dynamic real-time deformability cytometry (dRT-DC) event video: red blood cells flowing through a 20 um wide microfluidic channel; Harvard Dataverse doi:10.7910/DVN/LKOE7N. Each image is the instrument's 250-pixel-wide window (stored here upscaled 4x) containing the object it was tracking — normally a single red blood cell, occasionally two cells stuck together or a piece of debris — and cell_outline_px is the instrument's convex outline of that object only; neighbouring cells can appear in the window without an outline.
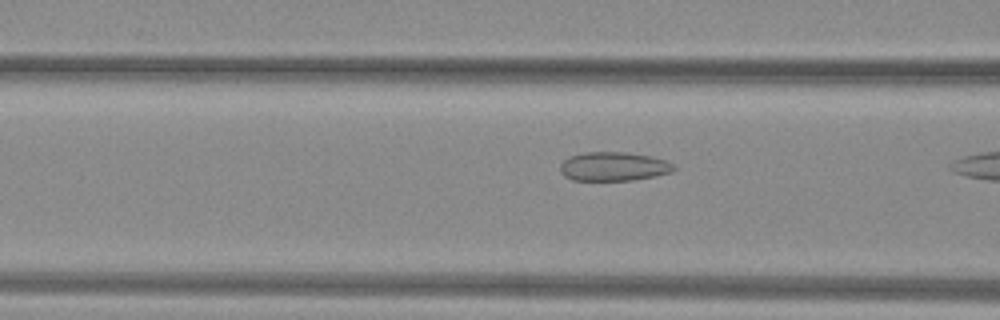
{"species": "common noctule bat (a hibernating species)", "species_latin": "Nyctalus noctula", "temperature_condition": "warm", "stored_images_in_passage": 9, "camera_frame_rate_fps": 3000, "um_per_image_px": 0.085, "animal": {"sex": "female", "body_mass_g": 29.2, "forearm_length_mm": 56.3}, "frame": {"image": 1, "passage_image": 8, "time_ms": 2.333, "image_size_px": [1000, 320], "cell_outline_px": [[676, 168], [672, 172], [656, 176], [632, 180], [572, 180], [564, 176], [560, 172], [560, 164], [568, 156], [584, 152], [624, 152], [648, 156], [664, 160], [676, 164]], "centroid_in_image_um": [52.14, 14.15], "position_along_channel_um": 114.5, "area_um2": 19.25}}